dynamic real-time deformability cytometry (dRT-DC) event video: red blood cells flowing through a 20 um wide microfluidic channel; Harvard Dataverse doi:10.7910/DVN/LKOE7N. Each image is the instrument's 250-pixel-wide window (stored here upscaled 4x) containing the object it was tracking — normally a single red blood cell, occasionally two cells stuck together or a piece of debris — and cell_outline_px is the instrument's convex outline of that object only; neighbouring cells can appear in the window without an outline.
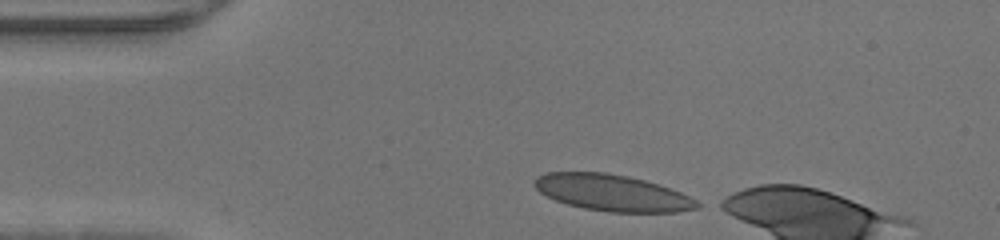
{"species": "human", "species_latin": "Homo sapiens", "temperature_condition": "warm", "stored_images_in_passage": 6, "camera_frame_rate_fps": 3000, "um_per_image_px": 0.085, "donor": {"sex": "male"}, "frame": {"image": 1, "passage_image": 1, "time_ms": 0.0, "image_size_px": [1000, 240], "cell_outline_px": [[704, 204], [700, 208], [676, 212], [608, 212], [584, 208], [568, 204], [556, 200], [540, 192], [532, 184], [532, 180], [536, 176], [548, 172], [604, 172], [644, 180], [680, 192]], "centroid_in_image_um": [52.03, 16.39], "position_along_channel_um": 33.0, "area_um2": 34.39}}